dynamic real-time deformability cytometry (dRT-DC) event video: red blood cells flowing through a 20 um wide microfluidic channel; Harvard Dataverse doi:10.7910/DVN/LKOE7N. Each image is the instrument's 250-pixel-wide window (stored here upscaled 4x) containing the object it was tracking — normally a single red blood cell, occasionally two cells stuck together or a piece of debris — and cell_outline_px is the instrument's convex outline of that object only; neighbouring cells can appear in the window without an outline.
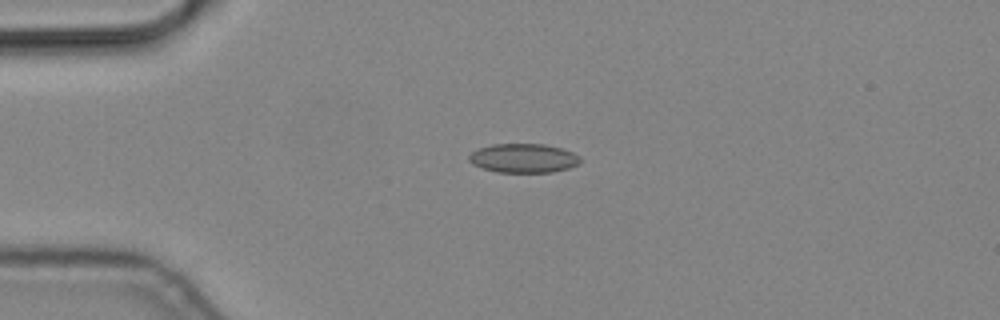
{"species": "common noctule bat (a hibernating species)", "species_latin": "Nyctalus noctula", "temperature_condition": "cold", "stored_images_in_passage": 3, "camera_frame_rate_fps": 3000, "um_per_image_px": 0.085, "animal": {"sex": "male", "body_mass_g": 19.2, "forearm_length_mm": 51.8}, "frame": {"image": 1, "passage_image": 2, "time_ms": 0.333, "image_size_px": [1000, 320], "cell_outline_px": [[580, 160], [576, 164], [568, 168], [552, 172], [496, 172], [472, 164], [468, 160], [468, 156], [476, 148], [492, 144], [544, 144], [560, 148], [572, 152], [580, 156]], "centroid_in_image_um": [44.45, 13.44], "position_along_channel_um": 40.6, "area_um2": 18.79}}